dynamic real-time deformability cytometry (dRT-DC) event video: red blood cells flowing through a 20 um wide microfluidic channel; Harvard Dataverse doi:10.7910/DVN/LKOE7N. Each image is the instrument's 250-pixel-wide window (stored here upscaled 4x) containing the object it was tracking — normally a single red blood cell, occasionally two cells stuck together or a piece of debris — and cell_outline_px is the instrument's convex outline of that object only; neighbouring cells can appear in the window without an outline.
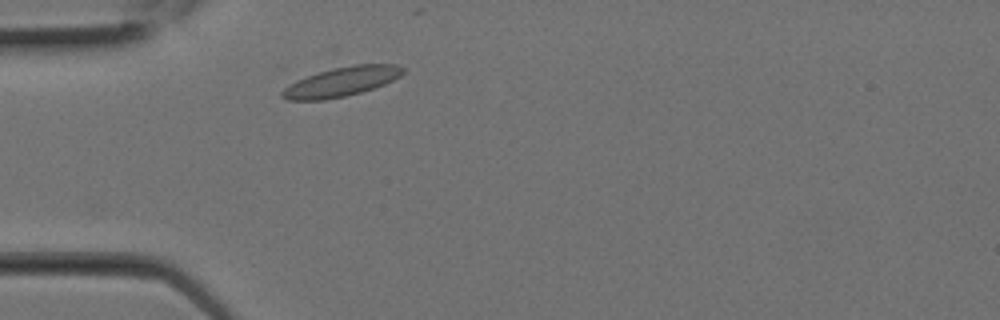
{"species": "Egyptian fruit bat (a non-hibernating species)", "species_latin": "Rousettus aegyptiacus", "temperature_condition": "room temperature", "stored_images_in_passage": 1, "camera_frame_rate_fps": 3000, "um_per_image_px": 0.085, "animal": {"sex": "female"}, "frame": {"image": 1, "passage_image": 1, "time_ms": 0.0, "image_size_px": [1000, 320], "cell_outline_px": [[404, 72], [400, 76], [384, 84], [360, 92], [344, 96], [324, 100], [288, 100], [280, 96], [280, 92], [284, 88], [296, 80], [332, 68], [352, 64], [396, 64], [404, 68]], "centroid_in_image_um": [29.01, 6.94], "position_along_channel_um": 56.0, "area_um2": 20.52}}